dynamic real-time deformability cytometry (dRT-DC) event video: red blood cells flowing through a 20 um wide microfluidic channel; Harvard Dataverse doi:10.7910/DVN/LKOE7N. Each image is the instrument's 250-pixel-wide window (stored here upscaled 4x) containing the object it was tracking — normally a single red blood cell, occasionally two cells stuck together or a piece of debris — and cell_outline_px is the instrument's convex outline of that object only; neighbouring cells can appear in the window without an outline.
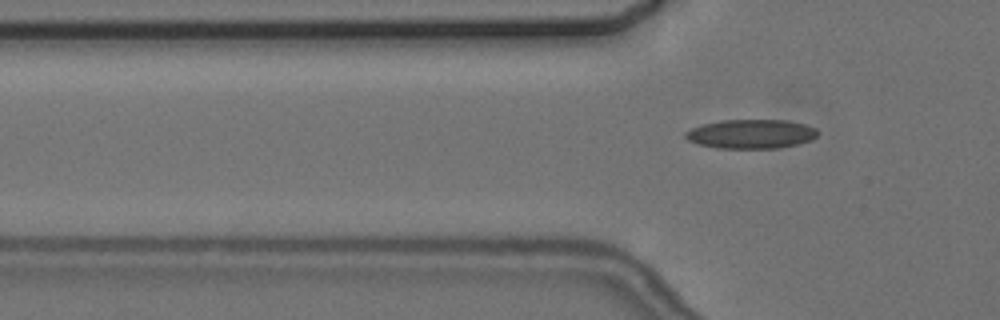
{"species": "common noctule bat (a hibernating species)", "species_latin": "Nyctalus noctula", "temperature_condition": "cold", "stored_images_in_passage": 4, "camera_frame_rate_fps": 3000, "um_per_image_px": 0.085, "animal": {"sex": "female", "body_mass_g": 24.6, "forearm_length_mm": 56.2}, "frame": {"image": 1, "passage_image": 4, "time_ms": 4.333, "image_size_px": [1000, 320], "cell_outline_px": [[820, 132], [812, 140], [800, 144], [776, 148], [716, 148], [700, 144], [688, 140], [684, 136], [684, 132], [692, 128], [704, 124], [720, 120], [788, 120], [804, 124], [816, 128]], "centroid_in_image_um": [63.88, 11.38], "position_along_channel_um": 61.9, "area_um2": 22.54}}